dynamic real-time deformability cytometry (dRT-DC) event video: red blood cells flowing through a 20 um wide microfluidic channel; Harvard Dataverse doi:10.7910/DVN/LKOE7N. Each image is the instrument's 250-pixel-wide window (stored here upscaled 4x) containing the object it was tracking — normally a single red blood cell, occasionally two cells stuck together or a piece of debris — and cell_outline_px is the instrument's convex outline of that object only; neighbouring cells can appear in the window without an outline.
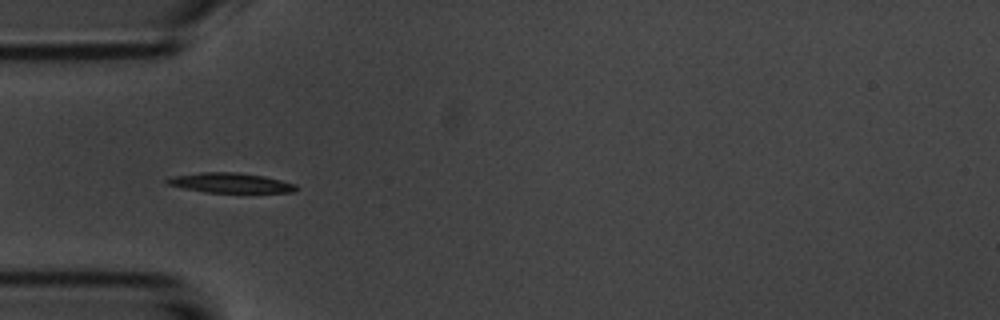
{"species": "common noctule bat (a hibernating species)", "species_latin": "Nyctalus noctula", "temperature_condition": "room temperature", "stored_images_in_passage": 6, "camera_frame_rate_fps": 3000, "um_per_image_px": 0.085, "animal": {"sex": "male", "body_mass_g": 20.1, "forearm_length_mm": 53.5}, "frame": {"image": 1, "passage_image": 6, "time_ms": 6.0, "image_size_px": [1000, 320], "cell_outline_px": [[296, 188], [292, 192], [204, 192], [184, 188], [168, 184], [164, 180], [172, 176], [200, 172], [236, 172], [264, 176], [296, 184]], "centroid_in_image_um": [19.54, 15.53], "position_along_channel_um": 65.5, "area_um2": 14.74}}